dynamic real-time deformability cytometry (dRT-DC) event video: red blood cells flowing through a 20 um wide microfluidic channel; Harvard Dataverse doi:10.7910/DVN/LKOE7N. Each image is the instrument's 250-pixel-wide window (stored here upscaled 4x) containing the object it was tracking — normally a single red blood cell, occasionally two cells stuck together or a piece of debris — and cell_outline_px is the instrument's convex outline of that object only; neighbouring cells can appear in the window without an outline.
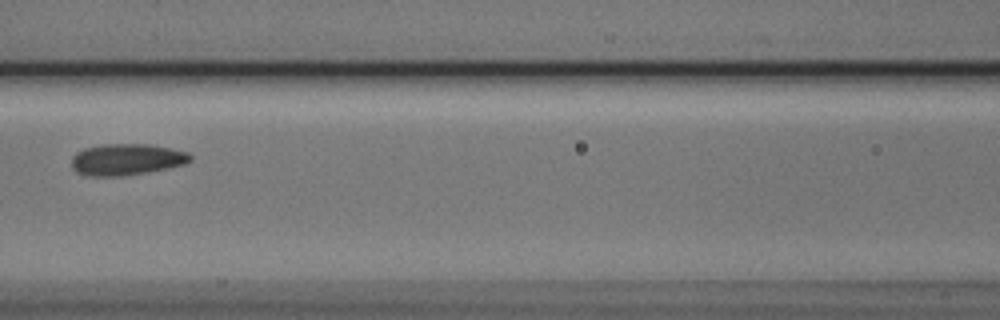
{"species": "Egyptian fruit bat (a non-hibernating species)", "species_latin": "Rousettus aegyptiacus", "temperature_condition": "cold", "stored_images_in_passage": 5, "camera_frame_rate_fps": 3000, "um_per_image_px": 0.085, "animal": {"sex": "male"}, "frame": {"image": 1, "passage_image": 3, "time_ms": 0.667, "image_size_px": [1000, 320], "cell_outline_px": [[192, 160], [184, 164], [144, 172], [120, 176], [88, 176], [76, 172], [72, 168], [72, 156], [76, 152], [84, 148], [104, 144], [148, 144], [188, 152], [192, 156]], "centroid_in_image_um": [10.71, 13.55], "position_along_channel_um": 155.9, "area_um2": 21.56}}
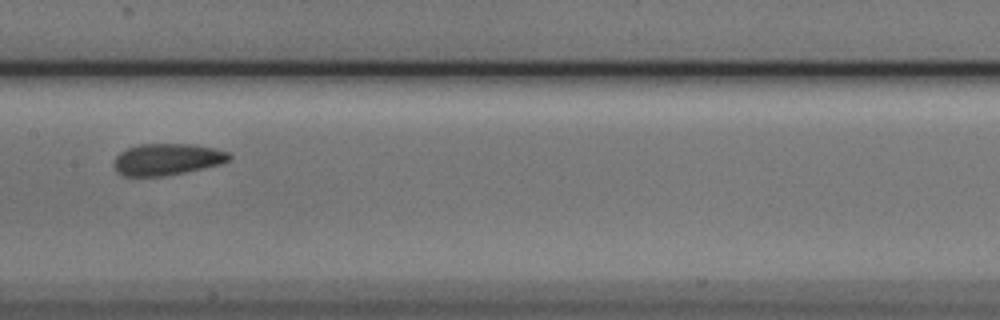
{"frame": {"image": 2, "passage_image": 4, "time_ms": 1.0, "image_size_px": [1000, 320], "cell_outline_px": [[232, 160], [220, 164], [184, 172], [164, 176], [124, 176], [116, 172], [112, 164], [116, 156], [120, 152], [128, 148], [140, 144], [192, 144], [212, 148], [228, 152], [232, 156]], "centroid_in_image_um": [14.18, 13.55], "position_along_channel_um": 193.2, "area_um2": 21.27}}
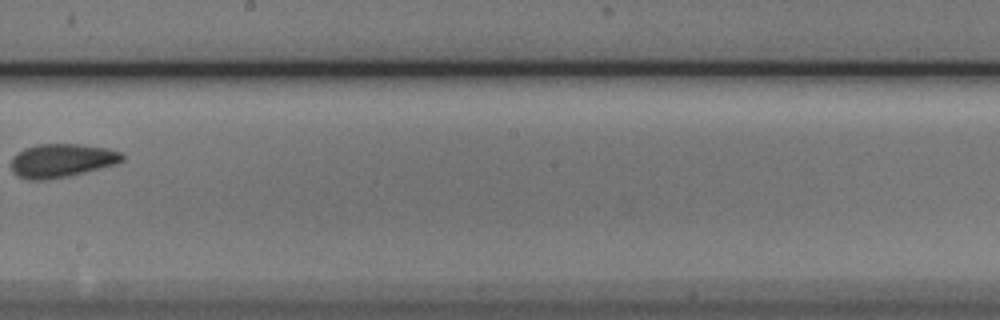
{"frame": {"image": 3, "passage_image": 5, "time_ms": 1.333, "image_size_px": [1000, 320], "cell_outline_px": [[124, 160], [116, 164], [68, 176], [44, 180], [28, 180], [16, 176], [12, 172], [12, 156], [16, 152], [24, 148], [36, 144], [80, 144], [108, 148], [120, 152], [124, 156]], "centroid_in_image_um": [5.21, 13.64], "position_along_channel_um": 243.0, "area_um2": 21.91}}